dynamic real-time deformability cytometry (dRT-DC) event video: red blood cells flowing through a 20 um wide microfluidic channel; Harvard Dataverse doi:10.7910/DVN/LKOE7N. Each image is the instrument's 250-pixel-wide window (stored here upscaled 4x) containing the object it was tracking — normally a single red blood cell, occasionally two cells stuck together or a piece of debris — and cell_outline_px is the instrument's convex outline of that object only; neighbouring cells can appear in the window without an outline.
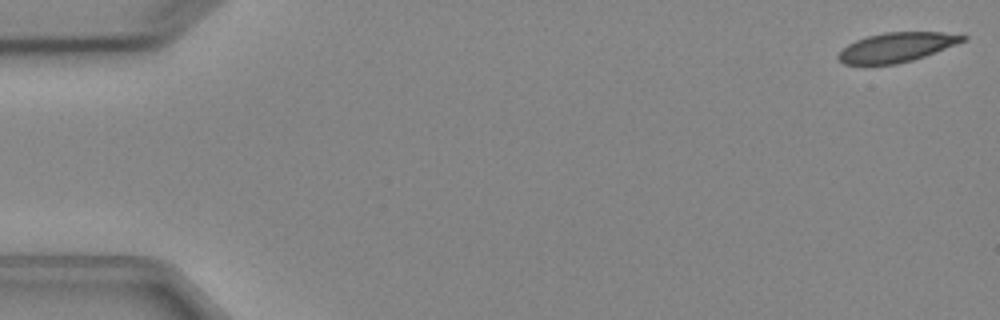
{"species": "Egyptian fruit bat (a non-hibernating species)", "species_latin": "Rousettus aegyptiacus", "temperature_condition": "cold", "stored_images_in_passage": 5, "camera_frame_rate_fps": 3000, "um_per_image_px": 0.085, "animal": {"sex": "female"}, "frame": {"image": 1, "passage_image": 1, "time_ms": 0.0, "image_size_px": [1000, 320], "cell_outline_px": [[968, 40], [924, 56], [912, 60], [896, 64], [844, 64], [836, 56], [848, 44], [856, 40], [868, 36], [884, 32], [944, 32], [968, 36]], "centroid_in_image_um": [76.24, 4.01], "position_along_channel_um": 8.8, "area_um2": 21.21}}
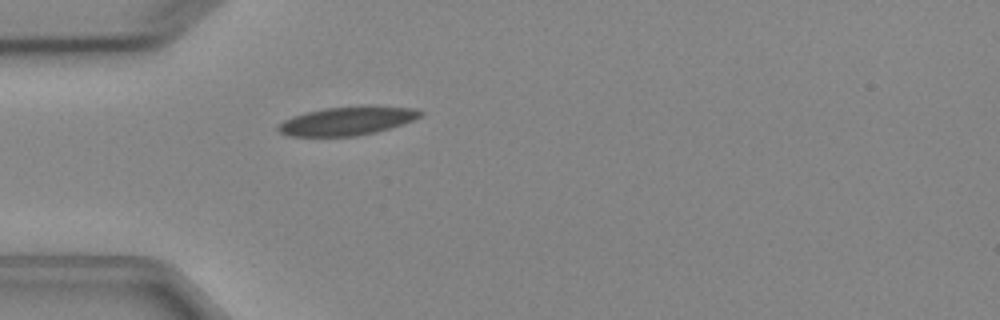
{"frame": {"image": 2, "passage_image": 5, "time_ms": 4.667, "image_size_px": [1000, 320], "cell_outline_px": [[424, 116], [376, 132], [356, 136], [288, 136], [280, 132], [276, 128], [276, 124], [292, 116], [324, 108], [368, 104], [372, 104], [416, 108], [424, 112]], "centroid_in_image_um": [29.54, 10.25], "position_along_channel_um": 55.5, "area_um2": 24.16}}